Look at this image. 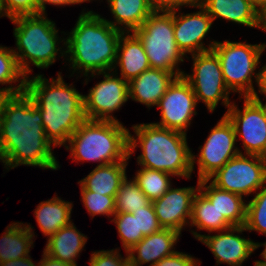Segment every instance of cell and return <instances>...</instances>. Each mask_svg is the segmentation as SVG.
<instances>
[{"label": "cell", "mask_w": 266, "mask_h": 266, "mask_svg": "<svg viewBox=\"0 0 266 266\" xmlns=\"http://www.w3.org/2000/svg\"><path fill=\"white\" fill-rule=\"evenodd\" d=\"M42 256L43 257L40 260V266H72L68 263L50 257L44 251Z\"/></svg>", "instance_id": "42"}, {"label": "cell", "mask_w": 266, "mask_h": 266, "mask_svg": "<svg viewBox=\"0 0 266 266\" xmlns=\"http://www.w3.org/2000/svg\"><path fill=\"white\" fill-rule=\"evenodd\" d=\"M117 74V70L111 71V74L110 71L90 74L91 77L103 75L104 79L90 88L88 95H84L86 119L120 122L111 114L129 100V82Z\"/></svg>", "instance_id": "12"}, {"label": "cell", "mask_w": 266, "mask_h": 266, "mask_svg": "<svg viewBox=\"0 0 266 266\" xmlns=\"http://www.w3.org/2000/svg\"><path fill=\"white\" fill-rule=\"evenodd\" d=\"M208 179L199 180V191L213 204L232 226H242L246 220L247 203L243 196L219 189Z\"/></svg>", "instance_id": "22"}, {"label": "cell", "mask_w": 266, "mask_h": 266, "mask_svg": "<svg viewBox=\"0 0 266 266\" xmlns=\"http://www.w3.org/2000/svg\"><path fill=\"white\" fill-rule=\"evenodd\" d=\"M51 146L40 110L26 92L0 96V162L7 170L19 165L58 170Z\"/></svg>", "instance_id": "1"}, {"label": "cell", "mask_w": 266, "mask_h": 266, "mask_svg": "<svg viewBox=\"0 0 266 266\" xmlns=\"http://www.w3.org/2000/svg\"><path fill=\"white\" fill-rule=\"evenodd\" d=\"M260 79H259V85H258V92L261 94H264L266 96V64L260 68Z\"/></svg>", "instance_id": "44"}, {"label": "cell", "mask_w": 266, "mask_h": 266, "mask_svg": "<svg viewBox=\"0 0 266 266\" xmlns=\"http://www.w3.org/2000/svg\"><path fill=\"white\" fill-rule=\"evenodd\" d=\"M213 22L222 18L236 24L256 28L257 9L250 0H198Z\"/></svg>", "instance_id": "23"}, {"label": "cell", "mask_w": 266, "mask_h": 266, "mask_svg": "<svg viewBox=\"0 0 266 266\" xmlns=\"http://www.w3.org/2000/svg\"><path fill=\"white\" fill-rule=\"evenodd\" d=\"M86 242L87 236L70 222L47 239L44 252L54 259L77 266L75 258L80 256Z\"/></svg>", "instance_id": "21"}, {"label": "cell", "mask_w": 266, "mask_h": 266, "mask_svg": "<svg viewBox=\"0 0 266 266\" xmlns=\"http://www.w3.org/2000/svg\"><path fill=\"white\" fill-rule=\"evenodd\" d=\"M208 180H212L210 182L219 189L241 196L254 194L266 183L264 158L258 155L239 154L226 162Z\"/></svg>", "instance_id": "10"}, {"label": "cell", "mask_w": 266, "mask_h": 266, "mask_svg": "<svg viewBox=\"0 0 266 266\" xmlns=\"http://www.w3.org/2000/svg\"><path fill=\"white\" fill-rule=\"evenodd\" d=\"M197 104L191 85L180 76L159 100L157 107L161 109V121L154 124L187 134L193 115H197Z\"/></svg>", "instance_id": "14"}, {"label": "cell", "mask_w": 266, "mask_h": 266, "mask_svg": "<svg viewBox=\"0 0 266 266\" xmlns=\"http://www.w3.org/2000/svg\"><path fill=\"white\" fill-rule=\"evenodd\" d=\"M133 33L141 40L151 68L182 76L178 66L186 56L175 42L174 11H153Z\"/></svg>", "instance_id": "7"}, {"label": "cell", "mask_w": 266, "mask_h": 266, "mask_svg": "<svg viewBox=\"0 0 266 266\" xmlns=\"http://www.w3.org/2000/svg\"><path fill=\"white\" fill-rule=\"evenodd\" d=\"M265 49L266 43L247 44L225 40L214 44L212 51L218 56L224 82L231 93H239L243 98L254 97L257 92L252 78L259 85L260 71L256 73L255 69Z\"/></svg>", "instance_id": "8"}, {"label": "cell", "mask_w": 266, "mask_h": 266, "mask_svg": "<svg viewBox=\"0 0 266 266\" xmlns=\"http://www.w3.org/2000/svg\"><path fill=\"white\" fill-rule=\"evenodd\" d=\"M152 201L140 189L134 179H126L121 183V186L115 196L116 212H136L143 207H147Z\"/></svg>", "instance_id": "31"}, {"label": "cell", "mask_w": 266, "mask_h": 266, "mask_svg": "<svg viewBox=\"0 0 266 266\" xmlns=\"http://www.w3.org/2000/svg\"><path fill=\"white\" fill-rule=\"evenodd\" d=\"M114 21L105 19L122 32H134L153 12L148 0H106ZM120 25V26H119ZM122 26V27H121ZM124 27V28H123Z\"/></svg>", "instance_id": "25"}, {"label": "cell", "mask_w": 266, "mask_h": 266, "mask_svg": "<svg viewBox=\"0 0 266 266\" xmlns=\"http://www.w3.org/2000/svg\"><path fill=\"white\" fill-rule=\"evenodd\" d=\"M254 266H266V263L262 262V260H256Z\"/></svg>", "instance_id": "47"}, {"label": "cell", "mask_w": 266, "mask_h": 266, "mask_svg": "<svg viewBox=\"0 0 266 266\" xmlns=\"http://www.w3.org/2000/svg\"><path fill=\"white\" fill-rule=\"evenodd\" d=\"M197 187L172 188L159 199L152 201L156 216L162 228L174 229L181 233L184 226L190 224L192 202Z\"/></svg>", "instance_id": "17"}, {"label": "cell", "mask_w": 266, "mask_h": 266, "mask_svg": "<svg viewBox=\"0 0 266 266\" xmlns=\"http://www.w3.org/2000/svg\"><path fill=\"white\" fill-rule=\"evenodd\" d=\"M37 5V15L46 14V4H52L56 6L81 4L78 0H35Z\"/></svg>", "instance_id": "40"}, {"label": "cell", "mask_w": 266, "mask_h": 266, "mask_svg": "<svg viewBox=\"0 0 266 266\" xmlns=\"http://www.w3.org/2000/svg\"><path fill=\"white\" fill-rule=\"evenodd\" d=\"M27 76L25 92L40 110L46 138L52 147L65 146L69 137L86 119L84 95L63 80L43 78L42 74Z\"/></svg>", "instance_id": "2"}, {"label": "cell", "mask_w": 266, "mask_h": 266, "mask_svg": "<svg viewBox=\"0 0 266 266\" xmlns=\"http://www.w3.org/2000/svg\"><path fill=\"white\" fill-rule=\"evenodd\" d=\"M67 142L72 161L102 166L129 160V130L121 122L85 119Z\"/></svg>", "instance_id": "5"}, {"label": "cell", "mask_w": 266, "mask_h": 266, "mask_svg": "<svg viewBox=\"0 0 266 266\" xmlns=\"http://www.w3.org/2000/svg\"><path fill=\"white\" fill-rule=\"evenodd\" d=\"M199 262L196 258L191 255L186 254L185 252L176 251L170 256L162 258L159 262L153 266H199Z\"/></svg>", "instance_id": "39"}, {"label": "cell", "mask_w": 266, "mask_h": 266, "mask_svg": "<svg viewBox=\"0 0 266 266\" xmlns=\"http://www.w3.org/2000/svg\"><path fill=\"white\" fill-rule=\"evenodd\" d=\"M189 224L197 230H206L209 233L226 230L233 227L225 218L220 215L213 205L199 190L192 202V214Z\"/></svg>", "instance_id": "28"}, {"label": "cell", "mask_w": 266, "mask_h": 266, "mask_svg": "<svg viewBox=\"0 0 266 266\" xmlns=\"http://www.w3.org/2000/svg\"><path fill=\"white\" fill-rule=\"evenodd\" d=\"M16 27L14 37L16 49H12L21 71L28 76L32 71L29 64L37 68H48L56 61L58 51L65 57V50L58 47L60 42L65 46V39L61 41L54 21L46 14L18 16L10 19Z\"/></svg>", "instance_id": "6"}, {"label": "cell", "mask_w": 266, "mask_h": 266, "mask_svg": "<svg viewBox=\"0 0 266 266\" xmlns=\"http://www.w3.org/2000/svg\"><path fill=\"white\" fill-rule=\"evenodd\" d=\"M181 233L170 228L145 236L138 244L127 251L130 266H153L162 258L175 253L174 245L179 240ZM174 249V250H173ZM135 253L136 256H135Z\"/></svg>", "instance_id": "18"}, {"label": "cell", "mask_w": 266, "mask_h": 266, "mask_svg": "<svg viewBox=\"0 0 266 266\" xmlns=\"http://www.w3.org/2000/svg\"><path fill=\"white\" fill-rule=\"evenodd\" d=\"M56 196L40 202L34 211L41 232L49 238L72 222L70 219L73 204Z\"/></svg>", "instance_id": "26"}, {"label": "cell", "mask_w": 266, "mask_h": 266, "mask_svg": "<svg viewBox=\"0 0 266 266\" xmlns=\"http://www.w3.org/2000/svg\"><path fill=\"white\" fill-rule=\"evenodd\" d=\"M4 16V10H3V5L2 2L0 0V17Z\"/></svg>", "instance_id": "48"}, {"label": "cell", "mask_w": 266, "mask_h": 266, "mask_svg": "<svg viewBox=\"0 0 266 266\" xmlns=\"http://www.w3.org/2000/svg\"><path fill=\"white\" fill-rule=\"evenodd\" d=\"M193 59L192 74L183 73L182 77L191 85L197 103L202 101L209 112H213L222 100L229 109L232 102L231 93L226 86L218 56L212 51L191 55Z\"/></svg>", "instance_id": "9"}, {"label": "cell", "mask_w": 266, "mask_h": 266, "mask_svg": "<svg viewBox=\"0 0 266 266\" xmlns=\"http://www.w3.org/2000/svg\"><path fill=\"white\" fill-rule=\"evenodd\" d=\"M233 124L235 135L242 140L244 152L248 155L266 154V108L256 93L244 97V108L240 110L235 102L224 114Z\"/></svg>", "instance_id": "11"}, {"label": "cell", "mask_w": 266, "mask_h": 266, "mask_svg": "<svg viewBox=\"0 0 266 266\" xmlns=\"http://www.w3.org/2000/svg\"><path fill=\"white\" fill-rule=\"evenodd\" d=\"M111 222L117 227L125 253L145 237L143 233H138L137 217L132 213L116 212Z\"/></svg>", "instance_id": "33"}, {"label": "cell", "mask_w": 266, "mask_h": 266, "mask_svg": "<svg viewBox=\"0 0 266 266\" xmlns=\"http://www.w3.org/2000/svg\"><path fill=\"white\" fill-rule=\"evenodd\" d=\"M237 141L235 129L229 119L223 115L219 122L213 127L197 159L192 154V170L198 162V180L208 179L231 158L242 154L235 146Z\"/></svg>", "instance_id": "13"}, {"label": "cell", "mask_w": 266, "mask_h": 266, "mask_svg": "<svg viewBox=\"0 0 266 266\" xmlns=\"http://www.w3.org/2000/svg\"><path fill=\"white\" fill-rule=\"evenodd\" d=\"M194 8L200 9L197 12L182 14L174 11V37L178 48L187 57L188 53L197 54L213 49L217 41H211L204 46L203 39L209 33L213 20L206 10L197 3ZM178 13V14H177Z\"/></svg>", "instance_id": "16"}, {"label": "cell", "mask_w": 266, "mask_h": 266, "mask_svg": "<svg viewBox=\"0 0 266 266\" xmlns=\"http://www.w3.org/2000/svg\"><path fill=\"white\" fill-rule=\"evenodd\" d=\"M170 176L173 175L142 167L136 171L133 179L145 195L154 201L161 198L172 186Z\"/></svg>", "instance_id": "30"}, {"label": "cell", "mask_w": 266, "mask_h": 266, "mask_svg": "<svg viewBox=\"0 0 266 266\" xmlns=\"http://www.w3.org/2000/svg\"><path fill=\"white\" fill-rule=\"evenodd\" d=\"M80 3L91 2L92 0H78Z\"/></svg>", "instance_id": "49"}, {"label": "cell", "mask_w": 266, "mask_h": 266, "mask_svg": "<svg viewBox=\"0 0 266 266\" xmlns=\"http://www.w3.org/2000/svg\"><path fill=\"white\" fill-rule=\"evenodd\" d=\"M176 78L173 73L149 68L129 82V98L150 109L157 106Z\"/></svg>", "instance_id": "19"}, {"label": "cell", "mask_w": 266, "mask_h": 266, "mask_svg": "<svg viewBox=\"0 0 266 266\" xmlns=\"http://www.w3.org/2000/svg\"><path fill=\"white\" fill-rule=\"evenodd\" d=\"M34 227L13 222L6 227L0 239V263L28 257L33 245Z\"/></svg>", "instance_id": "27"}, {"label": "cell", "mask_w": 266, "mask_h": 266, "mask_svg": "<svg viewBox=\"0 0 266 266\" xmlns=\"http://www.w3.org/2000/svg\"><path fill=\"white\" fill-rule=\"evenodd\" d=\"M127 161L96 166L85 178L80 180L85 189L97 194L116 196L121 183L126 179Z\"/></svg>", "instance_id": "24"}, {"label": "cell", "mask_w": 266, "mask_h": 266, "mask_svg": "<svg viewBox=\"0 0 266 266\" xmlns=\"http://www.w3.org/2000/svg\"><path fill=\"white\" fill-rule=\"evenodd\" d=\"M244 231H247L244 225L218 231L216 235H203L191 230L193 236L210 249L218 265L226 263L230 266H241L256 250L255 242L239 235Z\"/></svg>", "instance_id": "15"}, {"label": "cell", "mask_w": 266, "mask_h": 266, "mask_svg": "<svg viewBox=\"0 0 266 266\" xmlns=\"http://www.w3.org/2000/svg\"><path fill=\"white\" fill-rule=\"evenodd\" d=\"M263 158H264L265 165H266V154L263 156Z\"/></svg>", "instance_id": "50"}, {"label": "cell", "mask_w": 266, "mask_h": 266, "mask_svg": "<svg viewBox=\"0 0 266 266\" xmlns=\"http://www.w3.org/2000/svg\"><path fill=\"white\" fill-rule=\"evenodd\" d=\"M65 39V56L74 72L99 73L113 71L122 31L114 28L101 15L84 9ZM82 69V70H81Z\"/></svg>", "instance_id": "3"}, {"label": "cell", "mask_w": 266, "mask_h": 266, "mask_svg": "<svg viewBox=\"0 0 266 266\" xmlns=\"http://www.w3.org/2000/svg\"><path fill=\"white\" fill-rule=\"evenodd\" d=\"M80 187L83 206H85L92 218L96 215H106L108 218H110L109 216H114L116 213L115 196L90 192L81 184Z\"/></svg>", "instance_id": "34"}, {"label": "cell", "mask_w": 266, "mask_h": 266, "mask_svg": "<svg viewBox=\"0 0 266 266\" xmlns=\"http://www.w3.org/2000/svg\"><path fill=\"white\" fill-rule=\"evenodd\" d=\"M0 266H40V261L37 265L32 261L31 257H23L16 260H9L3 263H0Z\"/></svg>", "instance_id": "41"}, {"label": "cell", "mask_w": 266, "mask_h": 266, "mask_svg": "<svg viewBox=\"0 0 266 266\" xmlns=\"http://www.w3.org/2000/svg\"><path fill=\"white\" fill-rule=\"evenodd\" d=\"M132 128L136 136L129 130V158L140 145L142 153L137 157V163L141 167L191 178L192 152L187 144V134L154 123L137 124Z\"/></svg>", "instance_id": "4"}, {"label": "cell", "mask_w": 266, "mask_h": 266, "mask_svg": "<svg viewBox=\"0 0 266 266\" xmlns=\"http://www.w3.org/2000/svg\"><path fill=\"white\" fill-rule=\"evenodd\" d=\"M148 2L154 12H172L180 11L182 6L194 7L198 0H148Z\"/></svg>", "instance_id": "38"}, {"label": "cell", "mask_w": 266, "mask_h": 266, "mask_svg": "<svg viewBox=\"0 0 266 266\" xmlns=\"http://www.w3.org/2000/svg\"><path fill=\"white\" fill-rule=\"evenodd\" d=\"M27 76L21 71L12 49L0 46V96L16 95L25 92ZM20 82L17 86L12 83Z\"/></svg>", "instance_id": "29"}, {"label": "cell", "mask_w": 266, "mask_h": 266, "mask_svg": "<svg viewBox=\"0 0 266 266\" xmlns=\"http://www.w3.org/2000/svg\"><path fill=\"white\" fill-rule=\"evenodd\" d=\"M126 256H121L117 248L95 251L91 254L89 266H130L127 252Z\"/></svg>", "instance_id": "36"}, {"label": "cell", "mask_w": 266, "mask_h": 266, "mask_svg": "<svg viewBox=\"0 0 266 266\" xmlns=\"http://www.w3.org/2000/svg\"><path fill=\"white\" fill-rule=\"evenodd\" d=\"M120 67V76L127 82L138 77L150 67L141 40L132 32H122L113 70Z\"/></svg>", "instance_id": "20"}, {"label": "cell", "mask_w": 266, "mask_h": 266, "mask_svg": "<svg viewBox=\"0 0 266 266\" xmlns=\"http://www.w3.org/2000/svg\"><path fill=\"white\" fill-rule=\"evenodd\" d=\"M256 28L266 31V5L262 6L257 11V26Z\"/></svg>", "instance_id": "43"}, {"label": "cell", "mask_w": 266, "mask_h": 266, "mask_svg": "<svg viewBox=\"0 0 266 266\" xmlns=\"http://www.w3.org/2000/svg\"><path fill=\"white\" fill-rule=\"evenodd\" d=\"M132 214L137 217L138 233L147 236L162 229L152 203L147 207L136 210V212H132Z\"/></svg>", "instance_id": "35"}, {"label": "cell", "mask_w": 266, "mask_h": 266, "mask_svg": "<svg viewBox=\"0 0 266 266\" xmlns=\"http://www.w3.org/2000/svg\"><path fill=\"white\" fill-rule=\"evenodd\" d=\"M252 5L259 10L262 6L266 5V0H250Z\"/></svg>", "instance_id": "45"}, {"label": "cell", "mask_w": 266, "mask_h": 266, "mask_svg": "<svg viewBox=\"0 0 266 266\" xmlns=\"http://www.w3.org/2000/svg\"><path fill=\"white\" fill-rule=\"evenodd\" d=\"M260 246H264L265 247L263 252L261 253V257L264 259L262 262L266 263V242L265 243L255 242V249H258Z\"/></svg>", "instance_id": "46"}, {"label": "cell", "mask_w": 266, "mask_h": 266, "mask_svg": "<svg viewBox=\"0 0 266 266\" xmlns=\"http://www.w3.org/2000/svg\"><path fill=\"white\" fill-rule=\"evenodd\" d=\"M4 17L9 19L18 16L37 15L35 0H1Z\"/></svg>", "instance_id": "37"}, {"label": "cell", "mask_w": 266, "mask_h": 266, "mask_svg": "<svg viewBox=\"0 0 266 266\" xmlns=\"http://www.w3.org/2000/svg\"><path fill=\"white\" fill-rule=\"evenodd\" d=\"M260 189L247 203L244 227L247 231H256L266 235V185Z\"/></svg>", "instance_id": "32"}]
</instances>
